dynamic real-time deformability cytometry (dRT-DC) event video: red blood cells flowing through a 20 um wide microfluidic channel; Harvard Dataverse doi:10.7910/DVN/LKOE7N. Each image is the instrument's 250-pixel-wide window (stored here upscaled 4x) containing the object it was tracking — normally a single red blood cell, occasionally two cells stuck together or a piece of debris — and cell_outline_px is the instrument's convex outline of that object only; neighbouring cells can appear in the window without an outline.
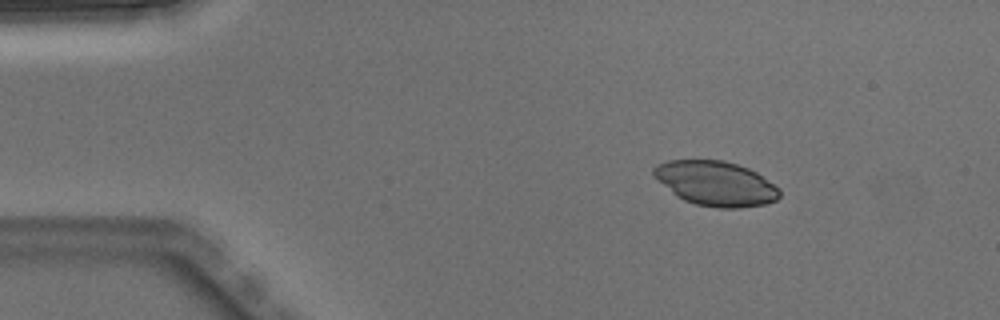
{"species": "Egyptian fruit bat (a non-hibernating species)", "species_latin": "Rousettus aegyptiacus", "temperature_condition": "warm", "stored_images_in_passage": 4, "segment_of_instrument_passage": [1, 2], "camera_frame_rate_fps": 3000, "um_per_image_px": 0.085, "animal": {"sex": "male"}, "frame": {"image": 1, "passage_image": 1, "time_ms": 0.0, "image_size_px": [1000, 320], "cell_outline_px": [[780, 196], [776, 200], [764, 204], [740, 208], [716, 208], [696, 204], [684, 200], [676, 196], [652, 172], [652, 168], [656, 164], [668, 160], [724, 160], [748, 168], [756, 172], [780, 188]], "centroid_in_image_um": [60.86, 15.59], "position_along_channel_um": 24.1, "area_um2": 32.6}}